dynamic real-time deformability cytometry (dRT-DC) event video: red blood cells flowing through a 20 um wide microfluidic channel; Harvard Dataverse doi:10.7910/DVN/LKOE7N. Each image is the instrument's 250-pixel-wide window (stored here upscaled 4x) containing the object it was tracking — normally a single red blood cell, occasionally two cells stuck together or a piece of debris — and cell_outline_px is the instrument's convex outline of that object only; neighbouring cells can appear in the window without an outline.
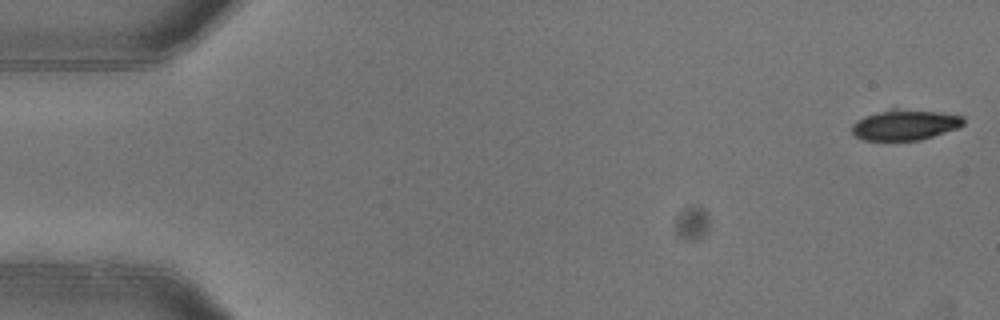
{"species": "common noctule bat (a hibernating species)", "species_latin": "Nyctalus noctula", "temperature_condition": "warm", "stored_images_in_passage": 6, "camera_frame_rate_fps": 3000, "um_per_image_px": 0.085, "animal": {"sex": "female"}, "frame": {"image": 1, "passage_image": 1, "time_ms": 0.0, "image_size_px": [1000, 320], "cell_outline_px": [[964, 124], [956, 128], [920, 140], [864, 140], [856, 136], [852, 132], [852, 124], [856, 120], [864, 116], [892, 108], [900, 108], [936, 112], [964, 116]], "centroid_in_image_um": [76.89, 10.6], "position_along_channel_um": 8.1, "area_um2": 19.71}}